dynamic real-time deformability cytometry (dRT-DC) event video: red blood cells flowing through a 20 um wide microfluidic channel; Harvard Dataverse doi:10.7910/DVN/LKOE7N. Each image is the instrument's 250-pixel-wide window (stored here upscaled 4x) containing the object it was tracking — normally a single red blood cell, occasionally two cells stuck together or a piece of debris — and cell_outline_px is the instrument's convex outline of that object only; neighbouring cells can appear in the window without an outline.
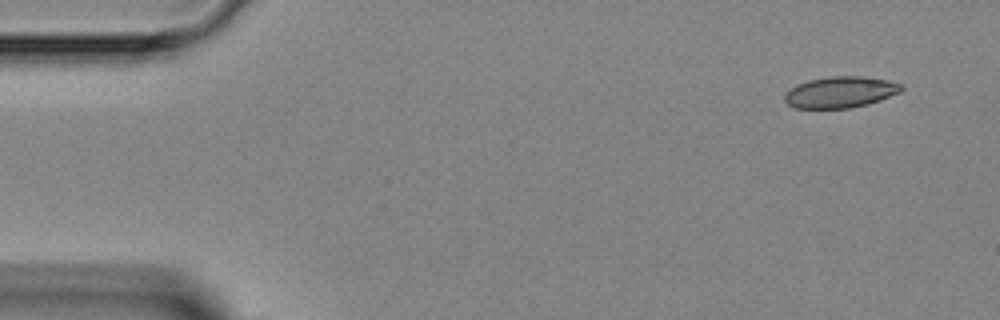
{"species": "Egyptian fruit bat (a non-hibernating species)", "species_latin": "Rousettus aegyptiacus", "temperature_condition": "room temperature", "stored_images_in_passage": 4, "camera_frame_rate_fps": 3000, "um_per_image_px": 0.085, "animal": {"sex": "female"}, "frame": {"image": 1, "passage_image": 1, "time_ms": 0.0, "image_size_px": [1000, 320], "cell_outline_px": [[904, 88], [900, 92], [880, 100], [868, 104], [848, 108], [796, 108], [788, 104], [784, 100], [784, 96], [796, 84], [808, 80], [832, 76], [864, 76], [904, 84]], "centroid_in_image_um": [71.45, 7.83], "position_along_channel_um": 13.5, "area_um2": 21.15}}
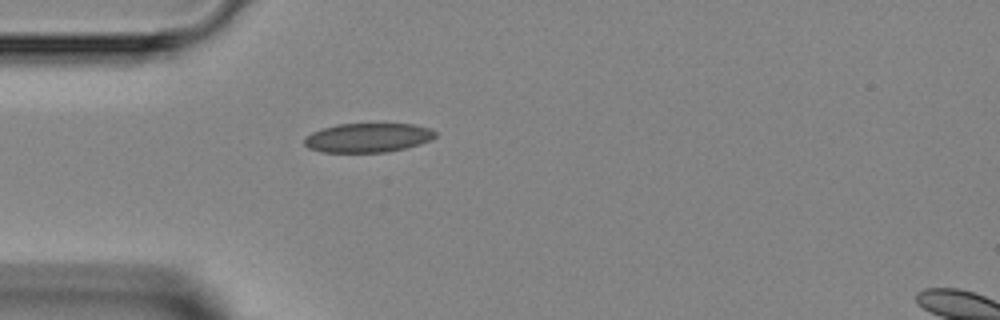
{"frame": {"image": 2, "passage_image": 4, "time_ms": 3.333, "image_size_px": [1000, 320], "cell_outline_px": [[436, 136], [432, 140], [420, 144], [404, 148], [384, 152], [320, 152], [308, 148], [304, 144], [304, 136], [320, 128], [336, 124], [412, 124], [432, 128], [436, 132]], "centroid_in_image_um": [31.25, 11.7], "position_along_channel_um": 53.8, "area_um2": 22.48}}